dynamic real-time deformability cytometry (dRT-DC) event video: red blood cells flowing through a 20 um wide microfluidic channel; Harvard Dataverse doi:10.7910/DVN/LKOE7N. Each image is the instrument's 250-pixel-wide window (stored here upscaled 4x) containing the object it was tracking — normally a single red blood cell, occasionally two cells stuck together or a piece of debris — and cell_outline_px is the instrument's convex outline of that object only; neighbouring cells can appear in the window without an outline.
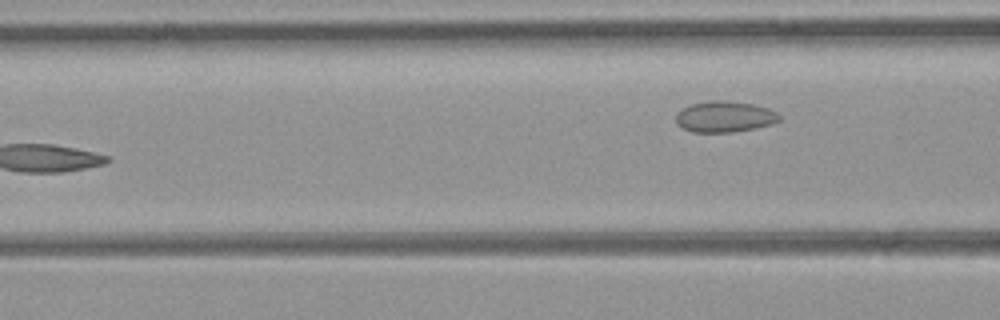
{"species": "common noctule bat (a hibernating species)", "species_latin": "Nyctalus noctula", "temperature_condition": "room temperature", "stored_images_in_passage": 6, "camera_frame_rate_fps": 3000, "um_per_image_px": 0.085, "animal": {"sex": "female", "body_mass_g": 21.9}, "frame": {"image": 1, "passage_image": 6, "time_ms": 1.667, "image_size_px": [1000, 320], "cell_outline_px": [[780, 120], [772, 124], [732, 132], [692, 132], [676, 124], [676, 116], [684, 108], [692, 104], [716, 100], [724, 100], [752, 104], [768, 108], [776, 112], [780, 116]], "centroid_in_image_um": [61.61, 9.92], "position_along_channel_um": 105.0, "area_um2": 18.38}}